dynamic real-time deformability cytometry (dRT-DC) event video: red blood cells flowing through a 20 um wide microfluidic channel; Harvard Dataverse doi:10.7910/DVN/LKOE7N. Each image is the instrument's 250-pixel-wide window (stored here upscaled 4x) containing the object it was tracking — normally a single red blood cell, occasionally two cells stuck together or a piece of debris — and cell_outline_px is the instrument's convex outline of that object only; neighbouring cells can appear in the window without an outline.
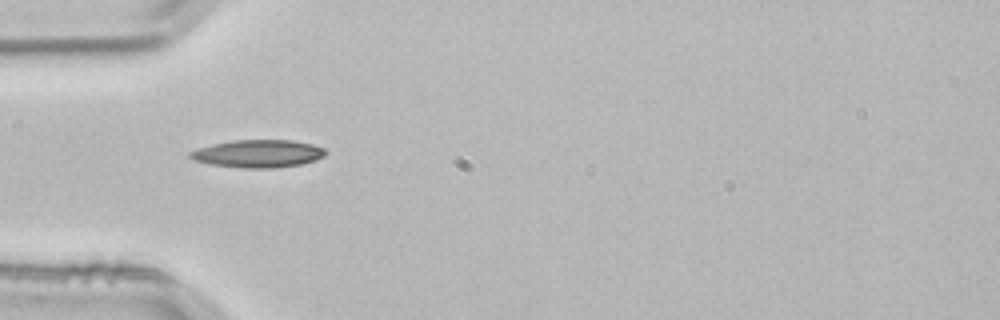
{"species": "common noctule bat (a hibernating species)", "species_latin": "Nyctalus noctula", "temperature_condition": "room temperature", "stored_images_in_passage": 1, "camera_frame_rate_fps": 3000, "um_per_image_px": 0.085, "animal": {"sex": "male", "body_mass_g": 21.5, "forearm_length_mm": 52.0}, "frame": {"image": 1, "passage_image": 1, "time_ms": 0.0, "image_size_px": [1000, 320], "cell_outline_px": [[328, 152], [324, 156], [316, 160], [300, 164], [276, 168], [244, 168], [212, 164], [196, 160], [188, 156], [188, 152], [212, 144], [232, 140], [292, 140], [312, 144], [324, 148]], "centroid_in_image_um": [21.98, 13.05], "position_along_channel_um": 63.0, "area_um2": 21.79}}